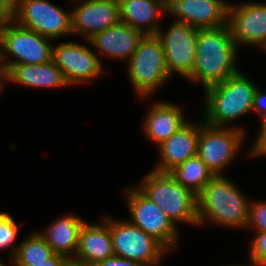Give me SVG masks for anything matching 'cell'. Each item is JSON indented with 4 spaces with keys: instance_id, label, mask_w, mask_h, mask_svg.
<instances>
[{
    "instance_id": "obj_1",
    "label": "cell",
    "mask_w": 266,
    "mask_h": 266,
    "mask_svg": "<svg viewBox=\"0 0 266 266\" xmlns=\"http://www.w3.org/2000/svg\"><path fill=\"white\" fill-rule=\"evenodd\" d=\"M240 50L227 24L217 28L199 29L195 64L187 80L196 84L199 82L204 90L239 73L243 70L238 62Z\"/></svg>"
},
{
    "instance_id": "obj_2",
    "label": "cell",
    "mask_w": 266,
    "mask_h": 266,
    "mask_svg": "<svg viewBox=\"0 0 266 266\" xmlns=\"http://www.w3.org/2000/svg\"><path fill=\"white\" fill-rule=\"evenodd\" d=\"M231 179L215 175L197 195L198 228L246 230L251 199Z\"/></svg>"
},
{
    "instance_id": "obj_3",
    "label": "cell",
    "mask_w": 266,
    "mask_h": 266,
    "mask_svg": "<svg viewBox=\"0 0 266 266\" xmlns=\"http://www.w3.org/2000/svg\"><path fill=\"white\" fill-rule=\"evenodd\" d=\"M258 87L242 70L223 82L206 87L202 98L203 121L211 126L236 128L246 132L242 125L234 122L237 123L238 118L240 120L252 112Z\"/></svg>"
},
{
    "instance_id": "obj_4",
    "label": "cell",
    "mask_w": 266,
    "mask_h": 266,
    "mask_svg": "<svg viewBox=\"0 0 266 266\" xmlns=\"http://www.w3.org/2000/svg\"><path fill=\"white\" fill-rule=\"evenodd\" d=\"M134 185L178 228L183 223L198 227L197 195L179 184L169 173L150 169Z\"/></svg>"
},
{
    "instance_id": "obj_5",
    "label": "cell",
    "mask_w": 266,
    "mask_h": 266,
    "mask_svg": "<svg viewBox=\"0 0 266 266\" xmlns=\"http://www.w3.org/2000/svg\"><path fill=\"white\" fill-rule=\"evenodd\" d=\"M126 65L128 78L139 101L152 98L171 79L163 45L156 35H144Z\"/></svg>"
},
{
    "instance_id": "obj_6",
    "label": "cell",
    "mask_w": 266,
    "mask_h": 266,
    "mask_svg": "<svg viewBox=\"0 0 266 266\" xmlns=\"http://www.w3.org/2000/svg\"><path fill=\"white\" fill-rule=\"evenodd\" d=\"M53 42L11 19L0 33V64L3 72L12 65L52 61Z\"/></svg>"
},
{
    "instance_id": "obj_7",
    "label": "cell",
    "mask_w": 266,
    "mask_h": 266,
    "mask_svg": "<svg viewBox=\"0 0 266 266\" xmlns=\"http://www.w3.org/2000/svg\"><path fill=\"white\" fill-rule=\"evenodd\" d=\"M130 215L126 219L146 234L155 237L172 254L180 247L181 229L178 228L152 200L146 197L135 185L122 190Z\"/></svg>"
},
{
    "instance_id": "obj_8",
    "label": "cell",
    "mask_w": 266,
    "mask_h": 266,
    "mask_svg": "<svg viewBox=\"0 0 266 266\" xmlns=\"http://www.w3.org/2000/svg\"><path fill=\"white\" fill-rule=\"evenodd\" d=\"M114 255L141 263L143 266H161L170 251L155 237L131 224L126 218L108 215Z\"/></svg>"
},
{
    "instance_id": "obj_9",
    "label": "cell",
    "mask_w": 266,
    "mask_h": 266,
    "mask_svg": "<svg viewBox=\"0 0 266 266\" xmlns=\"http://www.w3.org/2000/svg\"><path fill=\"white\" fill-rule=\"evenodd\" d=\"M247 135L240 129L208 125L200 118L197 155L214 175H225L224 171L238 160Z\"/></svg>"
},
{
    "instance_id": "obj_10",
    "label": "cell",
    "mask_w": 266,
    "mask_h": 266,
    "mask_svg": "<svg viewBox=\"0 0 266 266\" xmlns=\"http://www.w3.org/2000/svg\"><path fill=\"white\" fill-rule=\"evenodd\" d=\"M12 20L56 42L66 36H73L71 9L65 10L50 0H21Z\"/></svg>"
},
{
    "instance_id": "obj_11",
    "label": "cell",
    "mask_w": 266,
    "mask_h": 266,
    "mask_svg": "<svg viewBox=\"0 0 266 266\" xmlns=\"http://www.w3.org/2000/svg\"><path fill=\"white\" fill-rule=\"evenodd\" d=\"M83 41L88 45L69 40L52 47V61L62 70L70 87L87 85L110 72L105 70L106 66L95 51L88 47V40Z\"/></svg>"
},
{
    "instance_id": "obj_12",
    "label": "cell",
    "mask_w": 266,
    "mask_h": 266,
    "mask_svg": "<svg viewBox=\"0 0 266 266\" xmlns=\"http://www.w3.org/2000/svg\"><path fill=\"white\" fill-rule=\"evenodd\" d=\"M168 28L160 27L156 36L160 39L171 78L174 74L188 79L191 76L196 57L198 28L175 19ZM164 28V29H163Z\"/></svg>"
},
{
    "instance_id": "obj_13",
    "label": "cell",
    "mask_w": 266,
    "mask_h": 266,
    "mask_svg": "<svg viewBox=\"0 0 266 266\" xmlns=\"http://www.w3.org/2000/svg\"><path fill=\"white\" fill-rule=\"evenodd\" d=\"M227 25L235 43L241 47L266 48V2L229 3Z\"/></svg>"
},
{
    "instance_id": "obj_14",
    "label": "cell",
    "mask_w": 266,
    "mask_h": 266,
    "mask_svg": "<svg viewBox=\"0 0 266 266\" xmlns=\"http://www.w3.org/2000/svg\"><path fill=\"white\" fill-rule=\"evenodd\" d=\"M69 2L72 4V34L76 37L81 36L80 39L89 40L95 34L120 22L118 0H69Z\"/></svg>"
},
{
    "instance_id": "obj_15",
    "label": "cell",
    "mask_w": 266,
    "mask_h": 266,
    "mask_svg": "<svg viewBox=\"0 0 266 266\" xmlns=\"http://www.w3.org/2000/svg\"><path fill=\"white\" fill-rule=\"evenodd\" d=\"M199 136L200 119L189 120L156 148L159 159L155 162L152 170L169 173L188 158L196 156Z\"/></svg>"
},
{
    "instance_id": "obj_16",
    "label": "cell",
    "mask_w": 266,
    "mask_h": 266,
    "mask_svg": "<svg viewBox=\"0 0 266 266\" xmlns=\"http://www.w3.org/2000/svg\"><path fill=\"white\" fill-rule=\"evenodd\" d=\"M184 109L170 100L151 102L141 127L147 140L152 141L157 148L184 126L191 119L186 117Z\"/></svg>"
},
{
    "instance_id": "obj_17",
    "label": "cell",
    "mask_w": 266,
    "mask_h": 266,
    "mask_svg": "<svg viewBox=\"0 0 266 266\" xmlns=\"http://www.w3.org/2000/svg\"><path fill=\"white\" fill-rule=\"evenodd\" d=\"M143 36L144 34L140 30L119 22L117 25L95 34L88 42L103 65L104 62L100 57L102 55L112 60L125 61L126 64L137 49L138 43Z\"/></svg>"
},
{
    "instance_id": "obj_18",
    "label": "cell",
    "mask_w": 266,
    "mask_h": 266,
    "mask_svg": "<svg viewBox=\"0 0 266 266\" xmlns=\"http://www.w3.org/2000/svg\"><path fill=\"white\" fill-rule=\"evenodd\" d=\"M229 1L182 0L168 15L198 29L217 28L227 24Z\"/></svg>"
},
{
    "instance_id": "obj_19",
    "label": "cell",
    "mask_w": 266,
    "mask_h": 266,
    "mask_svg": "<svg viewBox=\"0 0 266 266\" xmlns=\"http://www.w3.org/2000/svg\"><path fill=\"white\" fill-rule=\"evenodd\" d=\"M5 87L7 84L33 89H65L69 87L62 70L53 62L44 64L12 65L4 73Z\"/></svg>"
},
{
    "instance_id": "obj_20",
    "label": "cell",
    "mask_w": 266,
    "mask_h": 266,
    "mask_svg": "<svg viewBox=\"0 0 266 266\" xmlns=\"http://www.w3.org/2000/svg\"><path fill=\"white\" fill-rule=\"evenodd\" d=\"M95 223L84 222L79 233V246L75 259L96 264L114 256L112 237L108 227V215Z\"/></svg>"
},
{
    "instance_id": "obj_21",
    "label": "cell",
    "mask_w": 266,
    "mask_h": 266,
    "mask_svg": "<svg viewBox=\"0 0 266 266\" xmlns=\"http://www.w3.org/2000/svg\"><path fill=\"white\" fill-rule=\"evenodd\" d=\"M118 4L120 22L144 35H156L168 15L158 0H118Z\"/></svg>"
},
{
    "instance_id": "obj_22",
    "label": "cell",
    "mask_w": 266,
    "mask_h": 266,
    "mask_svg": "<svg viewBox=\"0 0 266 266\" xmlns=\"http://www.w3.org/2000/svg\"><path fill=\"white\" fill-rule=\"evenodd\" d=\"M66 213L38 231L55 254L74 258L79 246V233L85 220L79 215Z\"/></svg>"
},
{
    "instance_id": "obj_23",
    "label": "cell",
    "mask_w": 266,
    "mask_h": 266,
    "mask_svg": "<svg viewBox=\"0 0 266 266\" xmlns=\"http://www.w3.org/2000/svg\"><path fill=\"white\" fill-rule=\"evenodd\" d=\"M169 174L195 195H198L215 176L198 155L188 158Z\"/></svg>"
},
{
    "instance_id": "obj_24",
    "label": "cell",
    "mask_w": 266,
    "mask_h": 266,
    "mask_svg": "<svg viewBox=\"0 0 266 266\" xmlns=\"http://www.w3.org/2000/svg\"><path fill=\"white\" fill-rule=\"evenodd\" d=\"M54 254L44 237L35 230L19 242L17 250L9 263L47 262V259Z\"/></svg>"
},
{
    "instance_id": "obj_25",
    "label": "cell",
    "mask_w": 266,
    "mask_h": 266,
    "mask_svg": "<svg viewBox=\"0 0 266 266\" xmlns=\"http://www.w3.org/2000/svg\"><path fill=\"white\" fill-rule=\"evenodd\" d=\"M23 224H17L16 220L8 212H0V251L9 250L8 262L17 250L19 242H15L19 229Z\"/></svg>"
},
{
    "instance_id": "obj_26",
    "label": "cell",
    "mask_w": 266,
    "mask_h": 266,
    "mask_svg": "<svg viewBox=\"0 0 266 266\" xmlns=\"http://www.w3.org/2000/svg\"><path fill=\"white\" fill-rule=\"evenodd\" d=\"M266 232V200L251 199L246 231Z\"/></svg>"
},
{
    "instance_id": "obj_27",
    "label": "cell",
    "mask_w": 266,
    "mask_h": 266,
    "mask_svg": "<svg viewBox=\"0 0 266 266\" xmlns=\"http://www.w3.org/2000/svg\"><path fill=\"white\" fill-rule=\"evenodd\" d=\"M249 242V260L256 266H266V232H253Z\"/></svg>"
},
{
    "instance_id": "obj_28",
    "label": "cell",
    "mask_w": 266,
    "mask_h": 266,
    "mask_svg": "<svg viewBox=\"0 0 266 266\" xmlns=\"http://www.w3.org/2000/svg\"><path fill=\"white\" fill-rule=\"evenodd\" d=\"M259 130L254 137L253 143H251L246 154L249 158L258 159L260 157H266V117L260 122Z\"/></svg>"
},
{
    "instance_id": "obj_29",
    "label": "cell",
    "mask_w": 266,
    "mask_h": 266,
    "mask_svg": "<svg viewBox=\"0 0 266 266\" xmlns=\"http://www.w3.org/2000/svg\"><path fill=\"white\" fill-rule=\"evenodd\" d=\"M258 87L253 100L252 113L260 116V121L266 117V90Z\"/></svg>"
},
{
    "instance_id": "obj_30",
    "label": "cell",
    "mask_w": 266,
    "mask_h": 266,
    "mask_svg": "<svg viewBox=\"0 0 266 266\" xmlns=\"http://www.w3.org/2000/svg\"><path fill=\"white\" fill-rule=\"evenodd\" d=\"M95 266H143L141 263L118 256L109 257L95 264Z\"/></svg>"
},
{
    "instance_id": "obj_31",
    "label": "cell",
    "mask_w": 266,
    "mask_h": 266,
    "mask_svg": "<svg viewBox=\"0 0 266 266\" xmlns=\"http://www.w3.org/2000/svg\"><path fill=\"white\" fill-rule=\"evenodd\" d=\"M65 257L59 254H54L51 258L47 259V262L40 263H9L8 266H62Z\"/></svg>"
},
{
    "instance_id": "obj_32",
    "label": "cell",
    "mask_w": 266,
    "mask_h": 266,
    "mask_svg": "<svg viewBox=\"0 0 266 266\" xmlns=\"http://www.w3.org/2000/svg\"><path fill=\"white\" fill-rule=\"evenodd\" d=\"M21 0H0V6L12 17L18 10Z\"/></svg>"
},
{
    "instance_id": "obj_33",
    "label": "cell",
    "mask_w": 266,
    "mask_h": 266,
    "mask_svg": "<svg viewBox=\"0 0 266 266\" xmlns=\"http://www.w3.org/2000/svg\"><path fill=\"white\" fill-rule=\"evenodd\" d=\"M163 9L169 14L182 0H158Z\"/></svg>"
},
{
    "instance_id": "obj_34",
    "label": "cell",
    "mask_w": 266,
    "mask_h": 266,
    "mask_svg": "<svg viewBox=\"0 0 266 266\" xmlns=\"http://www.w3.org/2000/svg\"><path fill=\"white\" fill-rule=\"evenodd\" d=\"M62 266H95L94 264L85 263L75 258H66Z\"/></svg>"
},
{
    "instance_id": "obj_35",
    "label": "cell",
    "mask_w": 266,
    "mask_h": 266,
    "mask_svg": "<svg viewBox=\"0 0 266 266\" xmlns=\"http://www.w3.org/2000/svg\"><path fill=\"white\" fill-rule=\"evenodd\" d=\"M12 17L0 6V33Z\"/></svg>"
},
{
    "instance_id": "obj_36",
    "label": "cell",
    "mask_w": 266,
    "mask_h": 266,
    "mask_svg": "<svg viewBox=\"0 0 266 266\" xmlns=\"http://www.w3.org/2000/svg\"><path fill=\"white\" fill-rule=\"evenodd\" d=\"M4 88H5L4 75H0V94L1 95H2V92H3Z\"/></svg>"
},
{
    "instance_id": "obj_37",
    "label": "cell",
    "mask_w": 266,
    "mask_h": 266,
    "mask_svg": "<svg viewBox=\"0 0 266 266\" xmlns=\"http://www.w3.org/2000/svg\"><path fill=\"white\" fill-rule=\"evenodd\" d=\"M249 263L250 264H248V265H246V264L245 265H243V264L242 265L241 264H233V265L229 264V265H223V266H256L252 261L250 262V260H249Z\"/></svg>"
},
{
    "instance_id": "obj_38",
    "label": "cell",
    "mask_w": 266,
    "mask_h": 266,
    "mask_svg": "<svg viewBox=\"0 0 266 266\" xmlns=\"http://www.w3.org/2000/svg\"><path fill=\"white\" fill-rule=\"evenodd\" d=\"M5 261H3V259L1 260L0 259V266H8V264L7 263H4Z\"/></svg>"
},
{
    "instance_id": "obj_39",
    "label": "cell",
    "mask_w": 266,
    "mask_h": 266,
    "mask_svg": "<svg viewBox=\"0 0 266 266\" xmlns=\"http://www.w3.org/2000/svg\"><path fill=\"white\" fill-rule=\"evenodd\" d=\"M0 75H4V72L2 70L1 64H0Z\"/></svg>"
}]
</instances>
